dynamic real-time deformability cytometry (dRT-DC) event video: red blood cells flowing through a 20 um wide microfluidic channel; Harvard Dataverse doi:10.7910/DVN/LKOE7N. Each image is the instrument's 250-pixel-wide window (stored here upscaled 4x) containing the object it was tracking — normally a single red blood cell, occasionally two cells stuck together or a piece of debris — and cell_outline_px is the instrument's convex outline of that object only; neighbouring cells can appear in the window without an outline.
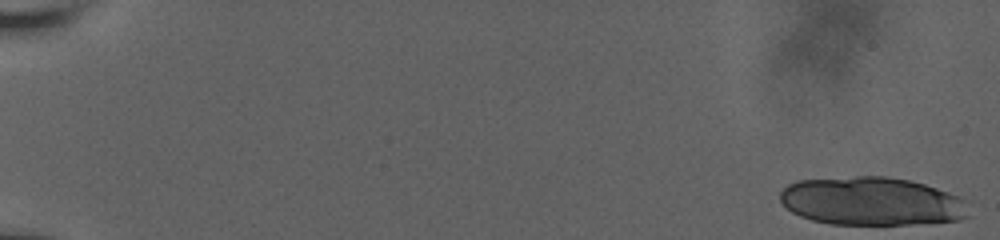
{"species": "human", "species_latin": "Homo sapiens", "temperature_condition": "room temperature", "stored_images_in_passage": 22, "camera_frame_rate_fps": 3000, "um_per_image_px": 0.085, "donor": {"sex": "male"}, "frame": {"image": 1, "passage_image": 1, "time_ms": 0.0, "image_size_px": [1000, 240], "cell_outline_px": [[972, 200], [968, 216], [960, 220], [908, 224], [832, 224], [812, 220], [800, 216], [792, 212], [780, 200], [780, 192], [788, 184], [796, 180], [856, 176], [888, 176], [908, 180], [924, 184]], "centroid_in_image_um": [74.15, 17.1], "position_along_channel_um": 10.8, "area_um2": 53.64}}